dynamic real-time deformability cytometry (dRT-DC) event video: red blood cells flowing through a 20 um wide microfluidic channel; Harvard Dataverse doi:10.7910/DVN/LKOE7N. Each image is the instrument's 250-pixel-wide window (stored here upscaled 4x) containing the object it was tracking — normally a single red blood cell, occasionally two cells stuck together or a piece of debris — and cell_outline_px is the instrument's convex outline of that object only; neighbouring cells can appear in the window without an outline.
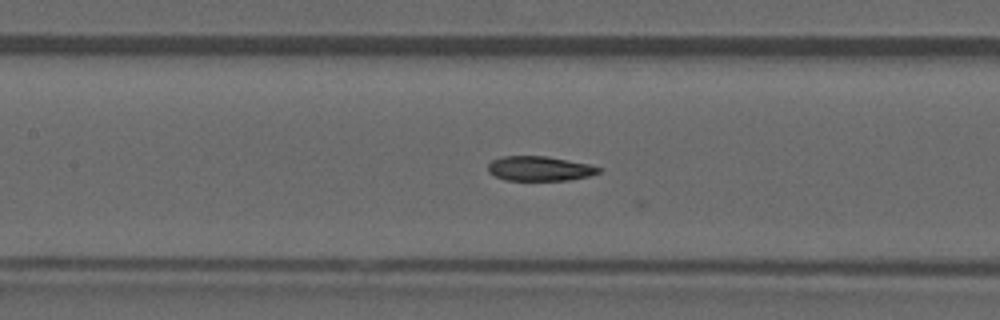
{"species": "common noctule bat (a hibernating species)", "species_latin": "Nyctalus noctula", "temperature_condition": "warm", "stored_images_in_passage": 34, "camera_frame_rate_fps": 3000, "um_per_image_px": 0.085, "animal": {"sex": "male", "forearm_length_mm": 52.5}, "frame": {"image": 1, "passage_image": 20, "time_ms": 6.333, "image_size_px": [1000, 320], "cell_outline_px": [[604, 168], [600, 172], [588, 176], [568, 180], [504, 180], [488, 172], [488, 164], [492, 160], [500, 156], [548, 156], [588, 164]], "centroid_in_image_um": [45.86, 14.32], "position_along_channel_um": 161.5, "area_um2": 15.95}}